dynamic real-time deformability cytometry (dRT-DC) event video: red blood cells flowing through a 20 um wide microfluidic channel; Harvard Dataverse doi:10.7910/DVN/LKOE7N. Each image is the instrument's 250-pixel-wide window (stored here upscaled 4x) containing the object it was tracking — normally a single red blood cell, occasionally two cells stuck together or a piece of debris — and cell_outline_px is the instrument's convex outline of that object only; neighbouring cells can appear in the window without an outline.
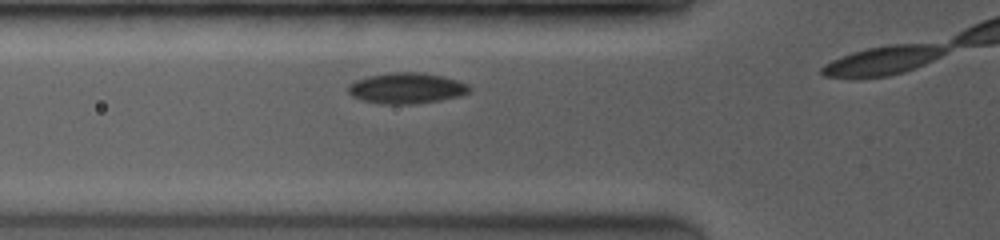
{"species": "common noctule bat (a hibernating species)", "species_latin": "Nyctalus noctula", "temperature_condition": "room temperature", "stored_images_in_passage": 4, "camera_frame_rate_fps": 3500, "um_per_image_px": 0.085, "animal": {"sex": "female", "body_mass_g": 19.0, "forearm_length_mm": 53.3}, "frame": {"image": 1, "passage_image": 2, "time_ms": 0.571, "image_size_px": [1000, 240], "cell_outline_px": [[472, 88], [468, 92], [460, 96], [440, 100], [412, 104], [384, 104], [364, 100], [352, 96], [348, 92], [348, 84], [356, 80], [368, 76], [392, 72], [420, 72], [444, 76], [468, 84]], "centroid_in_image_um": [34.57, 7.49], "position_along_channel_um": 91.2, "area_um2": 21.73}}